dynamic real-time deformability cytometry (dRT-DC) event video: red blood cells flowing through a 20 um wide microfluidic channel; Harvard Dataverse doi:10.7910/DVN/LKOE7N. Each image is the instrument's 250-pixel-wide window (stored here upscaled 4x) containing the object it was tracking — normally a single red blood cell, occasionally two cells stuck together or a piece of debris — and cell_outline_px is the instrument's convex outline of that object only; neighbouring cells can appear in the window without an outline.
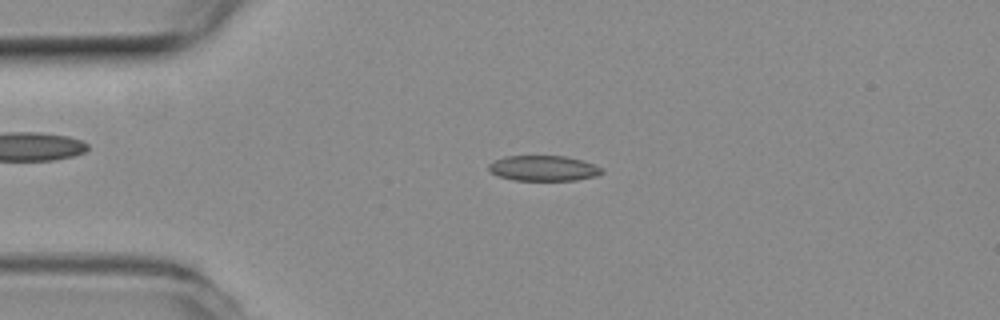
{"species": "common noctule bat (a hibernating species)", "species_latin": "Nyctalus noctula", "temperature_condition": "room temperature", "stored_images_in_passage": 4, "camera_frame_rate_fps": 3000, "um_per_image_px": 0.085, "animal": {"sex": "female", "body_mass_g": 19.3, "forearm_length_mm": 54.1}, "frame": {"image": 1, "passage_image": 2, "time_ms": 0.333, "image_size_px": [1000, 320], "cell_outline_px": [[604, 172], [596, 176], [576, 180], [512, 180], [500, 176], [492, 172], [488, 168], [488, 164], [504, 156], [568, 156], [584, 160], [604, 168]], "centroid_in_image_um": [46.25, 14.29], "position_along_channel_um": 38.7, "area_um2": 16.82}}
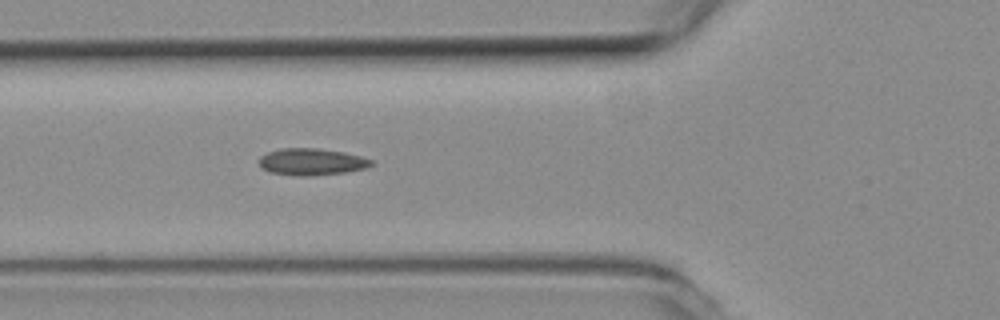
{"frame": {"image": 2, "passage_image": 4, "time_ms": 1.0, "image_size_px": [1000, 320], "cell_outline_px": [[372, 164], [368, 168], [344, 172], [308, 176], [300, 176], [272, 172], [260, 168], [260, 156], [268, 152], [280, 148], [316, 148], [344, 152], [360, 156], [372, 160]], "centroid_in_image_um": [26.48, 13.75], "position_along_channel_um": 99.3, "area_um2": 17.4}}